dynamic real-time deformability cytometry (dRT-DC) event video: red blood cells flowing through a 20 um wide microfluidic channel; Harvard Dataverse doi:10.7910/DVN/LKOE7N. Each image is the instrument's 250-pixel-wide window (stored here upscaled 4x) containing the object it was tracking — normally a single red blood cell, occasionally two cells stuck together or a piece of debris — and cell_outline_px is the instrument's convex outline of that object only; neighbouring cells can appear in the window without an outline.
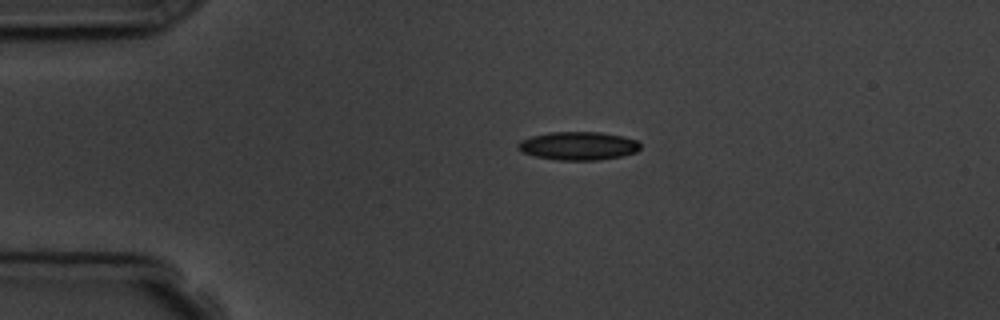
{"species": "common noctule bat (a hibernating species)", "species_latin": "Nyctalus noctula", "temperature_condition": "room temperature", "stored_images_in_passage": 2, "camera_frame_rate_fps": 3000, "um_per_image_px": 0.085, "animal": {"sex": "male", "body_mass_g": 19.5, "forearm_length_mm": 54.6}, "frame": {"image": 1, "passage_image": 1, "time_ms": 0.0, "image_size_px": [1000, 320], "cell_outline_px": [[640, 148], [636, 152], [620, 156], [600, 160], [556, 160], [536, 156], [524, 152], [516, 148], [516, 144], [520, 140], [532, 136], [548, 132], [600, 132], [624, 136], [636, 140], [640, 144]], "centroid_in_image_um": [49.14, 12.39], "position_along_channel_um": 35.9, "area_um2": 20.23}}